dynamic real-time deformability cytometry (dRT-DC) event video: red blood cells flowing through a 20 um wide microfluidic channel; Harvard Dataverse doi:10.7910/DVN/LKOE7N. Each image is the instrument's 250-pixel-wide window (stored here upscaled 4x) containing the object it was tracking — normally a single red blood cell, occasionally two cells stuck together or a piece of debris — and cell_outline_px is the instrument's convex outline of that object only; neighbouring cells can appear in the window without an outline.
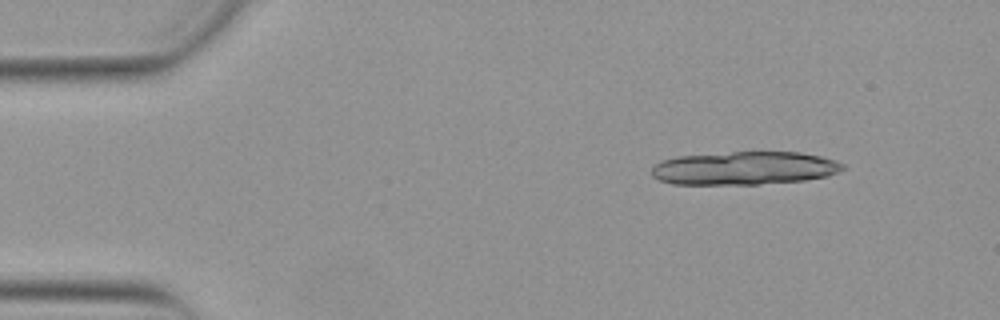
{"species": "Egyptian fruit bat (a non-hibernating species)", "species_latin": "Rousettus aegyptiacus", "temperature_condition": "warm", "stored_images_in_passage": 12, "camera_frame_rate_fps": 3000, "um_per_image_px": 0.085, "animal": {"sex": "female"}, "frame": {"image": 1, "passage_image": 1, "time_ms": 0.0, "image_size_px": [1000, 320], "cell_outline_px": [[844, 168], [828, 176], [804, 180], [760, 184], [672, 184], [660, 180], [652, 176], [652, 168], [660, 160], [676, 156], [732, 152], [800, 152], [820, 156], [836, 160], [844, 164]], "centroid_in_image_um": [63.26, 14.29], "position_along_channel_um": 21.7, "area_um2": 37.05}}